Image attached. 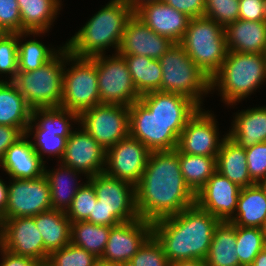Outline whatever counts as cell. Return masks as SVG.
Wrapping results in <instances>:
<instances>
[{"label": "cell", "mask_w": 266, "mask_h": 266, "mask_svg": "<svg viewBox=\"0 0 266 266\" xmlns=\"http://www.w3.org/2000/svg\"><path fill=\"white\" fill-rule=\"evenodd\" d=\"M135 194L139 218L151 222L178 214L195 204V194L180 170L178 148L150 153Z\"/></svg>", "instance_id": "1"}, {"label": "cell", "mask_w": 266, "mask_h": 266, "mask_svg": "<svg viewBox=\"0 0 266 266\" xmlns=\"http://www.w3.org/2000/svg\"><path fill=\"white\" fill-rule=\"evenodd\" d=\"M219 222L218 218L194 204L178 214L152 222V235L161 244L170 263L205 260Z\"/></svg>", "instance_id": "2"}, {"label": "cell", "mask_w": 266, "mask_h": 266, "mask_svg": "<svg viewBox=\"0 0 266 266\" xmlns=\"http://www.w3.org/2000/svg\"><path fill=\"white\" fill-rule=\"evenodd\" d=\"M133 14L125 0H110L64 46L78 57L106 54L108 47L118 53L126 24Z\"/></svg>", "instance_id": "3"}, {"label": "cell", "mask_w": 266, "mask_h": 266, "mask_svg": "<svg viewBox=\"0 0 266 266\" xmlns=\"http://www.w3.org/2000/svg\"><path fill=\"white\" fill-rule=\"evenodd\" d=\"M266 81L264 54L228 51L223 65L210 79V88L218 90L222 101L233 106L247 98ZM218 88V89H217Z\"/></svg>", "instance_id": "4"}, {"label": "cell", "mask_w": 266, "mask_h": 266, "mask_svg": "<svg viewBox=\"0 0 266 266\" xmlns=\"http://www.w3.org/2000/svg\"><path fill=\"white\" fill-rule=\"evenodd\" d=\"M159 62L162 69L160 91L182 94L202 108L203 96L211 92L210 78L193 62L183 46L173 43Z\"/></svg>", "instance_id": "5"}, {"label": "cell", "mask_w": 266, "mask_h": 266, "mask_svg": "<svg viewBox=\"0 0 266 266\" xmlns=\"http://www.w3.org/2000/svg\"><path fill=\"white\" fill-rule=\"evenodd\" d=\"M180 44L210 79L223 65L228 53L224 27L205 16L190 19Z\"/></svg>", "instance_id": "6"}, {"label": "cell", "mask_w": 266, "mask_h": 266, "mask_svg": "<svg viewBox=\"0 0 266 266\" xmlns=\"http://www.w3.org/2000/svg\"><path fill=\"white\" fill-rule=\"evenodd\" d=\"M65 46L34 71H18L12 81L32 108L60 107L62 101Z\"/></svg>", "instance_id": "7"}, {"label": "cell", "mask_w": 266, "mask_h": 266, "mask_svg": "<svg viewBox=\"0 0 266 266\" xmlns=\"http://www.w3.org/2000/svg\"><path fill=\"white\" fill-rule=\"evenodd\" d=\"M66 64L72 65L71 68H67ZM100 103L96 62L91 57L72 55L65 47L60 107L80 115Z\"/></svg>", "instance_id": "8"}, {"label": "cell", "mask_w": 266, "mask_h": 266, "mask_svg": "<svg viewBox=\"0 0 266 266\" xmlns=\"http://www.w3.org/2000/svg\"><path fill=\"white\" fill-rule=\"evenodd\" d=\"M188 120H161L140 100L129 106V134L151 152L173 151Z\"/></svg>", "instance_id": "9"}, {"label": "cell", "mask_w": 266, "mask_h": 266, "mask_svg": "<svg viewBox=\"0 0 266 266\" xmlns=\"http://www.w3.org/2000/svg\"><path fill=\"white\" fill-rule=\"evenodd\" d=\"M104 209V225L116 226L139 218L135 186L116 179L105 172L88 177Z\"/></svg>", "instance_id": "10"}, {"label": "cell", "mask_w": 266, "mask_h": 266, "mask_svg": "<svg viewBox=\"0 0 266 266\" xmlns=\"http://www.w3.org/2000/svg\"><path fill=\"white\" fill-rule=\"evenodd\" d=\"M91 58L96 62L101 104L129 107L140 99L122 55L115 53L108 57L102 54Z\"/></svg>", "instance_id": "11"}, {"label": "cell", "mask_w": 266, "mask_h": 266, "mask_svg": "<svg viewBox=\"0 0 266 266\" xmlns=\"http://www.w3.org/2000/svg\"><path fill=\"white\" fill-rule=\"evenodd\" d=\"M77 125L107 150L130 135L129 107L100 103L82 112Z\"/></svg>", "instance_id": "12"}, {"label": "cell", "mask_w": 266, "mask_h": 266, "mask_svg": "<svg viewBox=\"0 0 266 266\" xmlns=\"http://www.w3.org/2000/svg\"><path fill=\"white\" fill-rule=\"evenodd\" d=\"M51 209L50 185L45 175L36 179L12 178L8 185V202L2 221L16 217H34Z\"/></svg>", "instance_id": "13"}, {"label": "cell", "mask_w": 266, "mask_h": 266, "mask_svg": "<svg viewBox=\"0 0 266 266\" xmlns=\"http://www.w3.org/2000/svg\"><path fill=\"white\" fill-rule=\"evenodd\" d=\"M151 151L130 135L106 150L104 172L136 186L147 166Z\"/></svg>", "instance_id": "14"}, {"label": "cell", "mask_w": 266, "mask_h": 266, "mask_svg": "<svg viewBox=\"0 0 266 266\" xmlns=\"http://www.w3.org/2000/svg\"><path fill=\"white\" fill-rule=\"evenodd\" d=\"M199 108L181 131L177 148L182 153L200 156H217L226 133L219 139L217 119L209 110Z\"/></svg>", "instance_id": "15"}, {"label": "cell", "mask_w": 266, "mask_h": 266, "mask_svg": "<svg viewBox=\"0 0 266 266\" xmlns=\"http://www.w3.org/2000/svg\"><path fill=\"white\" fill-rule=\"evenodd\" d=\"M152 235V222L138 218L112 226L101 260L124 264Z\"/></svg>", "instance_id": "16"}, {"label": "cell", "mask_w": 266, "mask_h": 266, "mask_svg": "<svg viewBox=\"0 0 266 266\" xmlns=\"http://www.w3.org/2000/svg\"><path fill=\"white\" fill-rule=\"evenodd\" d=\"M0 246L13 254L39 260L43 265L49 258L45 252L43 238L36 228L34 217L3 220Z\"/></svg>", "instance_id": "17"}, {"label": "cell", "mask_w": 266, "mask_h": 266, "mask_svg": "<svg viewBox=\"0 0 266 266\" xmlns=\"http://www.w3.org/2000/svg\"><path fill=\"white\" fill-rule=\"evenodd\" d=\"M105 157L106 150L80 126L67 139L61 163L82 172L88 179L104 172Z\"/></svg>", "instance_id": "18"}, {"label": "cell", "mask_w": 266, "mask_h": 266, "mask_svg": "<svg viewBox=\"0 0 266 266\" xmlns=\"http://www.w3.org/2000/svg\"><path fill=\"white\" fill-rule=\"evenodd\" d=\"M241 187L216 171L195 194V204L218 218L229 221L235 214Z\"/></svg>", "instance_id": "19"}, {"label": "cell", "mask_w": 266, "mask_h": 266, "mask_svg": "<svg viewBox=\"0 0 266 266\" xmlns=\"http://www.w3.org/2000/svg\"><path fill=\"white\" fill-rule=\"evenodd\" d=\"M173 43L169 38L154 32L133 14L126 24L118 53L147 56L159 60Z\"/></svg>", "instance_id": "20"}, {"label": "cell", "mask_w": 266, "mask_h": 266, "mask_svg": "<svg viewBox=\"0 0 266 266\" xmlns=\"http://www.w3.org/2000/svg\"><path fill=\"white\" fill-rule=\"evenodd\" d=\"M134 14L154 32L174 43H180L191 19L163 1L143 4Z\"/></svg>", "instance_id": "21"}, {"label": "cell", "mask_w": 266, "mask_h": 266, "mask_svg": "<svg viewBox=\"0 0 266 266\" xmlns=\"http://www.w3.org/2000/svg\"><path fill=\"white\" fill-rule=\"evenodd\" d=\"M24 134L5 152L0 167L10 179H36L44 175L46 166L33 149L31 140Z\"/></svg>", "instance_id": "22"}, {"label": "cell", "mask_w": 266, "mask_h": 266, "mask_svg": "<svg viewBox=\"0 0 266 266\" xmlns=\"http://www.w3.org/2000/svg\"><path fill=\"white\" fill-rule=\"evenodd\" d=\"M228 51L263 54L266 48V22L236 20L224 28Z\"/></svg>", "instance_id": "23"}, {"label": "cell", "mask_w": 266, "mask_h": 266, "mask_svg": "<svg viewBox=\"0 0 266 266\" xmlns=\"http://www.w3.org/2000/svg\"><path fill=\"white\" fill-rule=\"evenodd\" d=\"M139 100L161 120H189L200 108L182 94L163 91L141 95Z\"/></svg>", "instance_id": "24"}, {"label": "cell", "mask_w": 266, "mask_h": 266, "mask_svg": "<svg viewBox=\"0 0 266 266\" xmlns=\"http://www.w3.org/2000/svg\"><path fill=\"white\" fill-rule=\"evenodd\" d=\"M216 168L220 174L241 188L256 184L248 172L245 148L228 135L217 154Z\"/></svg>", "instance_id": "25"}, {"label": "cell", "mask_w": 266, "mask_h": 266, "mask_svg": "<svg viewBox=\"0 0 266 266\" xmlns=\"http://www.w3.org/2000/svg\"><path fill=\"white\" fill-rule=\"evenodd\" d=\"M228 136L243 148L266 142V106L235 114Z\"/></svg>", "instance_id": "26"}, {"label": "cell", "mask_w": 266, "mask_h": 266, "mask_svg": "<svg viewBox=\"0 0 266 266\" xmlns=\"http://www.w3.org/2000/svg\"><path fill=\"white\" fill-rule=\"evenodd\" d=\"M266 221V195L262 187L256 183L241 188L237 209L229 220L235 226L257 227L264 226Z\"/></svg>", "instance_id": "27"}, {"label": "cell", "mask_w": 266, "mask_h": 266, "mask_svg": "<svg viewBox=\"0 0 266 266\" xmlns=\"http://www.w3.org/2000/svg\"><path fill=\"white\" fill-rule=\"evenodd\" d=\"M34 221L48 255L70 243L71 221L64 211L51 209L41 212L34 216Z\"/></svg>", "instance_id": "28"}, {"label": "cell", "mask_w": 266, "mask_h": 266, "mask_svg": "<svg viewBox=\"0 0 266 266\" xmlns=\"http://www.w3.org/2000/svg\"><path fill=\"white\" fill-rule=\"evenodd\" d=\"M32 108L12 81H0V125L18 127L24 133L31 121Z\"/></svg>", "instance_id": "29"}, {"label": "cell", "mask_w": 266, "mask_h": 266, "mask_svg": "<svg viewBox=\"0 0 266 266\" xmlns=\"http://www.w3.org/2000/svg\"><path fill=\"white\" fill-rule=\"evenodd\" d=\"M59 163L60 166L56 170L51 171L44 167V175L50 185L52 209L66 212L77 191L83 185V183L76 181V177L82 172L67 167L61 162Z\"/></svg>", "instance_id": "30"}, {"label": "cell", "mask_w": 266, "mask_h": 266, "mask_svg": "<svg viewBox=\"0 0 266 266\" xmlns=\"http://www.w3.org/2000/svg\"><path fill=\"white\" fill-rule=\"evenodd\" d=\"M22 22V32H45L50 30L58 17L61 0H17ZM60 8V9H59Z\"/></svg>", "instance_id": "31"}, {"label": "cell", "mask_w": 266, "mask_h": 266, "mask_svg": "<svg viewBox=\"0 0 266 266\" xmlns=\"http://www.w3.org/2000/svg\"><path fill=\"white\" fill-rule=\"evenodd\" d=\"M208 266H241L236 252V226L220 221L211 240L205 259Z\"/></svg>", "instance_id": "32"}, {"label": "cell", "mask_w": 266, "mask_h": 266, "mask_svg": "<svg viewBox=\"0 0 266 266\" xmlns=\"http://www.w3.org/2000/svg\"><path fill=\"white\" fill-rule=\"evenodd\" d=\"M138 94L160 91L162 69L158 59L140 55H122Z\"/></svg>", "instance_id": "33"}, {"label": "cell", "mask_w": 266, "mask_h": 266, "mask_svg": "<svg viewBox=\"0 0 266 266\" xmlns=\"http://www.w3.org/2000/svg\"><path fill=\"white\" fill-rule=\"evenodd\" d=\"M180 170L185 183L196 194L217 171V156H200L182 153L178 149Z\"/></svg>", "instance_id": "34"}, {"label": "cell", "mask_w": 266, "mask_h": 266, "mask_svg": "<svg viewBox=\"0 0 266 266\" xmlns=\"http://www.w3.org/2000/svg\"><path fill=\"white\" fill-rule=\"evenodd\" d=\"M110 230L111 227L107 225H95L88 221L72 222L70 243L91 252L100 259L105 250Z\"/></svg>", "instance_id": "35"}, {"label": "cell", "mask_w": 266, "mask_h": 266, "mask_svg": "<svg viewBox=\"0 0 266 266\" xmlns=\"http://www.w3.org/2000/svg\"><path fill=\"white\" fill-rule=\"evenodd\" d=\"M42 35L45 32H20L18 33V71H34L50 61L63 47L58 50L46 47L37 40H28L24 43L21 38L30 35ZM24 35V36H23Z\"/></svg>", "instance_id": "36"}, {"label": "cell", "mask_w": 266, "mask_h": 266, "mask_svg": "<svg viewBox=\"0 0 266 266\" xmlns=\"http://www.w3.org/2000/svg\"><path fill=\"white\" fill-rule=\"evenodd\" d=\"M71 133L72 132H52L42 130L32 119L25 132L28 138L30 135L34 134L32 137L34 138V142L31 141L32 147L44 163L45 154L49 156L56 155L55 157L61 161L65 152L67 139Z\"/></svg>", "instance_id": "37"}, {"label": "cell", "mask_w": 266, "mask_h": 266, "mask_svg": "<svg viewBox=\"0 0 266 266\" xmlns=\"http://www.w3.org/2000/svg\"><path fill=\"white\" fill-rule=\"evenodd\" d=\"M31 119L42 130L73 132L72 121L77 124L79 122V115L62 107L35 108L32 109Z\"/></svg>", "instance_id": "38"}, {"label": "cell", "mask_w": 266, "mask_h": 266, "mask_svg": "<svg viewBox=\"0 0 266 266\" xmlns=\"http://www.w3.org/2000/svg\"><path fill=\"white\" fill-rule=\"evenodd\" d=\"M265 246L261 228L236 226V252L241 266H250Z\"/></svg>", "instance_id": "39"}, {"label": "cell", "mask_w": 266, "mask_h": 266, "mask_svg": "<svg viewBox=\"0 0 266 266\" xmlns=\"http://www.w3.org/2000/svg\"><path fill=\"white\" fill-rule=\"evenodd\" d=\"M99 258L87 250L69 243L52 252L46 266H95Z\"/></svg>", "instance_id": "40"}, {"label": "cell", "mask_w": 266, "mask_h": 266, "mask_svg": "<svg viewBox=\"0 0 266 266\" xmlns=\"http://www.w3.org/2000/svg\"><path fill=\"white\" fill-rule=\"evenodd\" d=\"M96 202V192L92 183L87 179L74 196L70 207L65 212L66 216L71 223L86 221L90 215H93Z\"/></svg>", "instance_id": "41"}, {"label": "cell", "mask_w": 266, "mask_h": 266, "mask_svg": "<svg viewBox=\"0 0 266 266\" xmlns=\"http://www.w3.org/2000/svg\"><path fill=\"white\" fill-rule=\"evenodd\" d=\"M127 266H171L161 244L151 235L134 254Z\"/></svg>", "instance_id": "42"}, {"label": "cell", "mask_w": 266, "mask_h": 266, "mask_svg": "<svg viewBox=\"0 0 266 266\" xmlns=\"http://www.w3.org/2000/svg\"><path fill=\"white\" fill-rule=\"evenodd\" d=\"M18 72V33L0 34V74H9L13 81ZM4 81V80H0Z\"/></svg>", "instance_id": "43"}, {"label": "cell", "mask_w": 266, "mask_h": 266, "mask_svg": "<svg viewBox=\"0 0 266 266\" xmlns=\"http://www.w3.org/2000/svg\"><path fill=\"white\" fill-rule=\"evenodd\" d=\"M204 16L225 28L239 19V0H205Z\"/></svg>", "instance_id": "44"}, {"label": "cell", "mask_w": 266, "mask_h": 266, "mask_svg": "<svg viewBox=\"0 0 266 266\" xmlns=\"http://www.w3.org/2000/svg\"><path fill=\"white\" fill-rule=\"evenodd\" d=\"M248 172L255 183L266 180V142L245 148Z\"/></svg>", "instance_id": "45"}, {"label": "cell", "mask_w": 266, "mask_h": 266, "mask_svg": "<svg viewBox=\"0 0 266 266\" xmlns=\"http://www.w3.org/2000/svg\"><path fill=\"white\" fill-rule=\"evenodd\" d=\"M0 32H22V22L17 0H0Z\"/></svg>", "instance_id": "46"}, {"label": "cell", "mask_w": 266, "mask_h": 266, "mask_svg": "<svg viewBox=\"0 0 266 266\" xmlns=\"http://www.w3.org/2000/svg\"><path fill=\"white\" fill-rule=\"evenodd\" d=\"M190 18L203 17L205 0H161Z\"/></svg>", "instance_id": "47"}, {"label": "cell", "mask_w": 266, "mask_h": 266, "mask_svg": "<svg viewBox=\"0 0 266 266\" xmlns=\"http://www.w3.org/2000/svg\"><path fill=\"white\" fill-rule=\"evenodd\" d=\"M239 19L264 21L263 0H239Z\"/></svg>", "instance_id": "48"}, {"label": "cell", "mask_w": 266, "mask_h": 266, "mask_svg": "<svg viewBox=\"0 0 266 266\" xmlns=\"http://www.w3.org/2000/svg\"><path fill=\"white\" fill-rule=\"evenodd\" d=\"M24 134L25 133L18 127L0 125V162L6 150Z\"/></svg>", "instance_id": "49"}, {"label": "cell", "mask_w": 266, "mask_h": 266, "mask_svg": "<svg viewBox=\"0 0 266 266\" xmlns=\"http://www.w3.org/2000/svg\"><path fill=\"white\" fill-rule=\"evenodd\" d=\"M0 253L2 255L0 266H43L39 260L13 254L1 246Z\"/></svg>", "instance_id": "50"}, {"label": "cell", "mask_w": 266, "mask_h": 266, "mask_svg": "<svg viewBox=\"0 0 266 266\" xmlns=\"http://www.w3.org/2000/svg\"><path fill=\"white\" fill-rule=\"evenodd\" d=\"M95 225H104V209L101 206L100 202L97 200L93 208V215L86 220Z\"/></svg>", "instance_id": "51"}, {"label": "cell", "mask_w": 266, "mask_h": 266, "mask_svg": "<svg viewBox=\"0 0 266 266\" xmlns=\"http://www.w3.org/2000/svg\"><path fill=\"white\" fill-rule=\"evenodd\" d=\"M2 178L0 179V216L5 215L6 206L8 202V185L3 182Z\"/></svg>", "instance_id": "52"}, {"label": "cell", "mask_w": 266, "mask_h": 266, "mask_svg": "<svg viewBox=\"0 0 266 266\" xmlns=\"http://www.w3.org/2000/svg\"><path fill=\"white\" fill-rule=\"evenodd\" d=\"M171 266H208L205 260L190 259L171 263Z\"/></svg>", "instance_id": "53"}, {"label": "cell", "mask_w": 266, "mask_h": 266, "mask_svg": "<svg viewBox=\"0 0 266 266\" xmlns=\"http://www.w3.org/2000/svg\"><path fill=\"white\" fill-rule=\"evenodd\" d=\"M250 266H266V246L254 258V261Z\"/></svg>", "instance_id": "54"}, {"label": "cell", "mask_w": 266, "mask_h": 266, "mask_svg": "<svg viewBox=\"0 0 266 266\" xmlns=\"http://www.w3.org/2000/svg\"><path fill=\"white\" fill-rule=\"evenodd\" d=\"M125 1L130 6V8L135 12L143 4H146L149 2H157L161 0H125Z\"/></svg>", "instance_id": "55"}, {"label": "cell", "mask_w": 266, "mask_h": 266, "mask_svg": "<svg viewBox=\"0 0 266 266\" xmlns=\"http://www.w3.org/2000/svg\"><path fill=\"white\" fill-rule=\"evenodd\" d=\"M95 266H127V265H124V264H114V263L105 262V261L99 259L98 262L95 264Z\"/></svg>", "instance_id": "56"}, {"label": "cell", "mask_w": 266, "mask_h": 266, "mask_svg": "<svg viewBox=\"0 0 266 266\" xmlns=\"http://www.w3.org/2000/svg\"><path fill=\"white\" fill-rule=\"evenodd\" d=\"M258 184L262 187V189L264 190L265 195H266V180H263V181L259 182Z\"/></svg>", "instance_id": "57"}, {"label": "cell", "mask_w": 266, "mask_h": 266, "mask_svg": "<svg viewBox=\"0 0 266 266\" xmlns=\"http://www.w3.org/2000/svg\"><path fill=\"white\" fill-rule=\"evenodd\" d=\"M263 15L264 21L266 22V0H263Z\"/></svg>", "instance_id": "58"}, {"label": "cell", "mask_w": 266, "mask_h": 266, "mask_svg": "<svg viewBox=\"0 0 266 266\" xmlns=\"http://www.w3.org/2000/svg\"><path fill=\"white\" fill-rule=\"evenodd\" d=\"M2 228H3V221H2V217L0 216V244L2 240Z\"/></svg>", "instance_id": "59"}, {"label": "cell", "mask_w": 266, "mask_h": 266, "mask_svg": "<svg viewBox=\"0 0 266 266\" xmlns=\"http://www.w3.org/2000/svg\"><path fill=\"white\" fill-rule=\"evenodd\" d=\"M262 230H263V232H264L265 239H266V221H265L264 226L262 227Z\"/></svg>", "instance_id": "60"}, {"label": "cell", "mask_w": 266, "mask_h": 266, "mask_svg": "<svg viewBox=\"0 0 266 266\" xmlns=\"http://www.w3.org/2000/svg\"><path fill=\"white\" fill-rule=\"evenodd\" d=\"M263 54H264V57H265V60H266V48H265V51H264Z\"/></svg>", "instance_id": "61"}]
</instances>
